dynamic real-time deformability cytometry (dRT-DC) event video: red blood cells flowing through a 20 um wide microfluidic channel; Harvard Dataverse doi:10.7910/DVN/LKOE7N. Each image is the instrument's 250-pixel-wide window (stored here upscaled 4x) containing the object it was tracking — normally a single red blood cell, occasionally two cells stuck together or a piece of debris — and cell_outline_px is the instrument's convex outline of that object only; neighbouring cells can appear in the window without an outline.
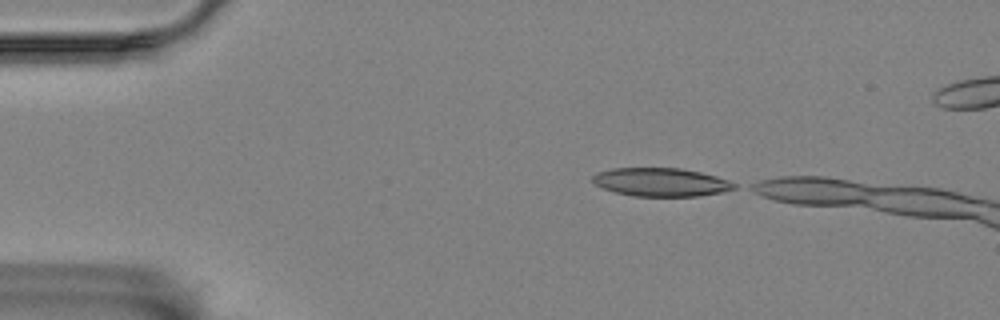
{"species": "Egyptian fruit bat (a non-hibernating species)", "species_latin": "Rousettus aegyptiacus", "temperature_condition": "room temperature", "stored_images_in_passage": 8, "camera_frame_rate_fps": 3000, "um_per_image_px": 0.085, "animal": {"sex": "female"}, "frame": {"image": 1, "passage_image": 1, "time_ms": 0.0, "image_size_px": [1000, 320], "cell_outline_px": [[736, 188], [724, 192], [696, 196], [632, 196], [616, 192], [604, 188], [596, 184], [592, 180], [592, 176], [596, 172], [612, 168], [680, 168], [700, 172], [716, 176], [728, 180], [736, 184]], "centroid_in_image_um": [56.19, 15.48], "position_along_channel_um": 28.8, "area_um2": 23.41}}